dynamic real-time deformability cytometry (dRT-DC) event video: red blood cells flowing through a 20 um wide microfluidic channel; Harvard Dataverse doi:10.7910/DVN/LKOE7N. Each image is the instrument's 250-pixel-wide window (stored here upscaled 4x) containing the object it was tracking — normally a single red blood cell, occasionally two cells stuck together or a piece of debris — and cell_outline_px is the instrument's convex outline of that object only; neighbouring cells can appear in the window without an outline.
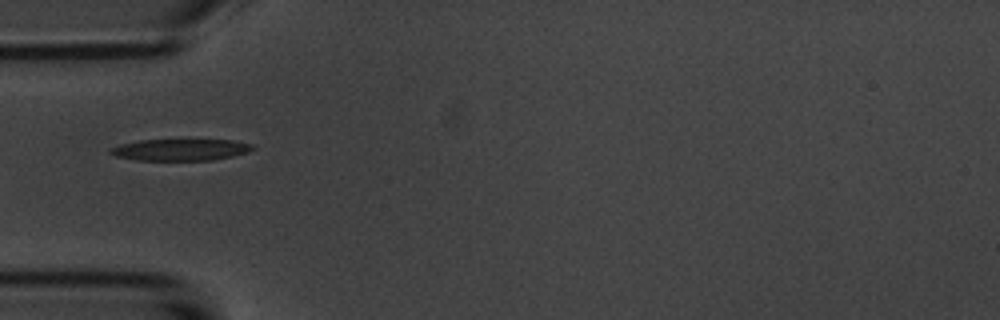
{"species": "common noctule bat (a hibernating species)", "species_latin": "Nyctalus noctula", "temperature_condition": "room temperature", "stored_images_in_passage": 7, "camera_frame_rate_fps": 3000, "um_per_image_px": 0.085, "animal": {"sex": "male", "body_mass_g": 20.1, "forearm_length_mm": 53.5}, "frame": {"image": 1, "passage_image": 6, "time_ms": 5.667, "image_size_px": [1000, 320], "cell_outline_px": [[256, 148], [248, 152], [232, 156], [212, 160], [136, 160], [116, 156], [108, 152], [108, 148], [120, 144], [140, 140], [232, 140], [252, 144]], "centroid_in_image_um": [15.32, 12.73], "position_along_channel_um": 69.7, "area_um2": 17.92}}